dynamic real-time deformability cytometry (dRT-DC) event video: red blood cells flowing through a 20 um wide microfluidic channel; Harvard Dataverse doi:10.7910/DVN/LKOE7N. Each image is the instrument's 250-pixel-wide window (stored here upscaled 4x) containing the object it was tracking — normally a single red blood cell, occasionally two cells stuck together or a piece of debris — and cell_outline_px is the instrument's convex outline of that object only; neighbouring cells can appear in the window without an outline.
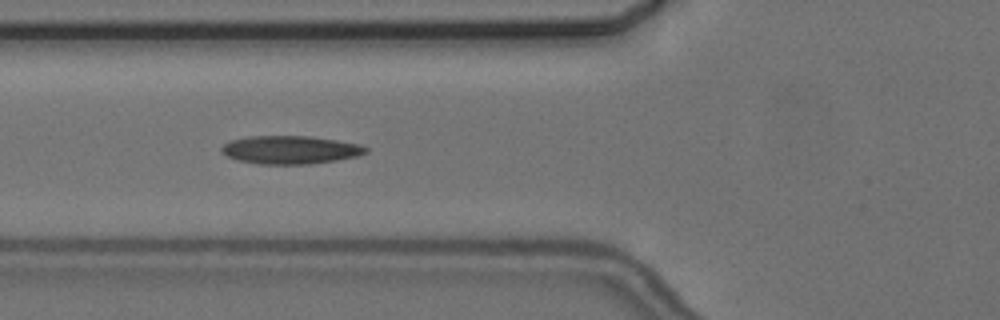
{"species": "common noctule bat (a hibernating species)", "species_latin": "Nyctalus noctula", "temperature_condition": "cold", "stored_images_in_passage": 6, "camera_frame_rate_fps": 3000, "um_per_image_px": 0.085, "animal": {"sex": "female", "body_mass_g": 24.6, "forearm_length_mm": 56.2}, "frame": {"image": 1, "passage_image": 6, "time_ms": 5.667, "image_size_px": [1000, 320], "cell_outline_px": [[368, 152], [356, 156], [336, 160], [308, 164], [260, 164], [240, 160], [228, 156], [220, 152], [220, 148], [224, 144], [232, 140], [248, 136], [312, 136], [360, 144], [368, 148]], "centroid_in_image_um": [24.68, 12.73], "position_along_channel_um": 101.1, "area_um2": 23.58}}